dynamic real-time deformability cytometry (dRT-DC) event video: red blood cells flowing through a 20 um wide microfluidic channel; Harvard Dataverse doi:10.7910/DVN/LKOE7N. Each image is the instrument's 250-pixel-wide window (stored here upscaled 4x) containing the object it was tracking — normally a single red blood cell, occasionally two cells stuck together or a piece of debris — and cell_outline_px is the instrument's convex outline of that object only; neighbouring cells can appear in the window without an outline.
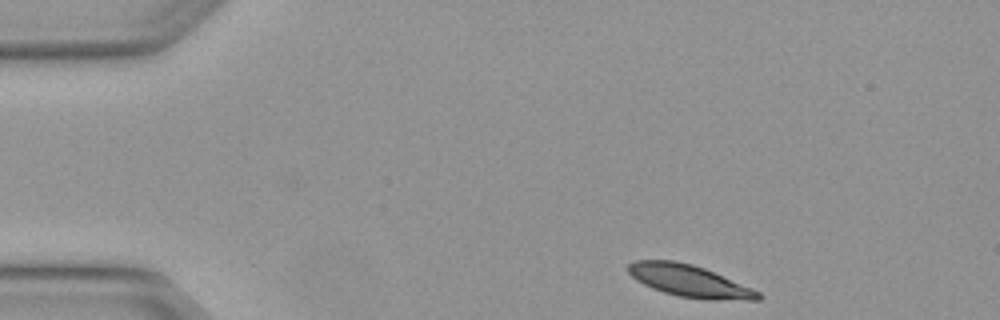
{"species": "Egyptian fruit bat (a non-hibernating species)", "species_latin": "Rousettus aegyptiacus", "temperature_condition": "warm", "stored_images_in_passage": 3, "camera_frame_rate_fps": 3000, "um_per_image_px": 0.085, "animal": {"sex": "female"}, "frame": {"image": 1, "passage_image": 1, "time_ms": 0.0, "image_size_px": [1000, 320], "cell_outline_px": [[764, 296], [760, 300], [704, 300], [676, 296], [652, 288], [636, 280], [628, 272], [628, 264], [636, 260], [672, 260], [692, 264], [704, 268], [752, 288], [760, 292]], "centroid_in_image_um": [58.62, 23.9], "position_along_channel_um": 26.4, "area_um2": 24.33}}